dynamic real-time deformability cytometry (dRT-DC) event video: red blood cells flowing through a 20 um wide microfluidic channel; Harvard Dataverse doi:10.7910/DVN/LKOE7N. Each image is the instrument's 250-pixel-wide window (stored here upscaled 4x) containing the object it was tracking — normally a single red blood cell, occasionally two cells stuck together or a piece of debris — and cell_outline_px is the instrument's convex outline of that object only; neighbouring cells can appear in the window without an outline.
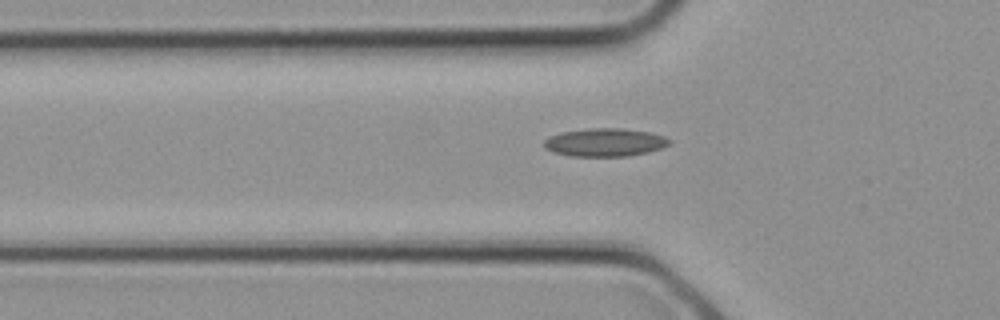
{"species": "common noctule bat (a hibernating species)", "species_latin": "Nyctalus noctula", "temperature_condition": "cold", "stored_images_in_passage": 5, "segment_of_instrument_passage": [1, 2], "camera_frame_rate_fps": 3000, "um_per_image_px": 0.085, "animal": {"sex": "female", "body_mass_g": 21.9}, "frame": {"image": 1, "passage_image": 4, "time_ms": 1.0, "image_size_px": [1000, 320], "cell_outline_px": [[672, 144], [648, 152], [628, 156], [568, 156], [552, 152], [544, 148], [544, 140], [548, 136], [560, 132], [592, 128], [624, 128], [652, 132], [664, 136], [672, 140]], "centroid_in_image_um": [51.42, 12.1], "position_along_channel_um": 74.4, "area_um2": 20.87}}